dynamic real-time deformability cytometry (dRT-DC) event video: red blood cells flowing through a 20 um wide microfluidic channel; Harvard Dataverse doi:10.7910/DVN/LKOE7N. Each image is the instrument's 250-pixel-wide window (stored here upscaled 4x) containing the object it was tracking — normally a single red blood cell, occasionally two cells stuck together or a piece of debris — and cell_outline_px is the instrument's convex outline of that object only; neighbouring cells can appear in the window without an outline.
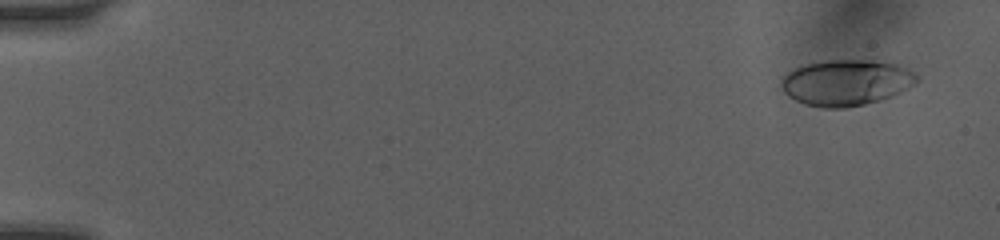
{"species": "human", "species_latin": "Homo sapiens", "temperature_condition": "room temperature", "stored_images_in_passage": 10, "camera_frame_rate_fps": 3000, "um_per_image_px": 0.085, "donor": {"sex": "female"}, "frame": {"image": 1, "passage_image": 2, "time_ms": 0.667, "image_size_px": [1000, 240], "cell_outline_px": [[920, 80], [908, 88], [892, 96], [880, 100], [864, 104], [844, 108], [824, 108], [804, 104], [788, 96], [784, 92], [780, 84], [780, 80], [788, 72], [796, 68], [808, 64], [824, 60], [868, 60], [896, 64], [912, 72]], "centroid_in_image_um": [71.9, 7.03], "position_along_channel_um": 13.1, "area_um2": 36.07}}
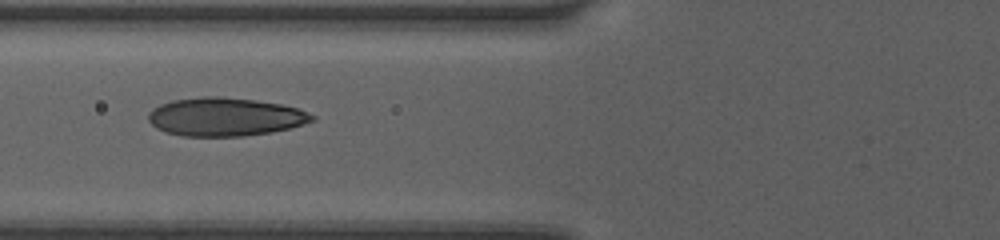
{"frame": {"image": 2, "passage_image": 8, "time_ms": 6.667, "image_size_px": [1000, 240], "cell_outline_px": [[316, 120], [304, 124], [272, 132], [240, 136], [184, 136], [164, 132], [156, 128], [148, 120], [148, 112], [152, 108], [160, 104], [172, 100], [200, 96], [220, 96], [256, 100], [280, 104], [296, 108], [316, 116]], "centroid_in_image_um": [19.1, 9.92], "position_along_channel_um": 106.7, "area_um2": 36.76}}
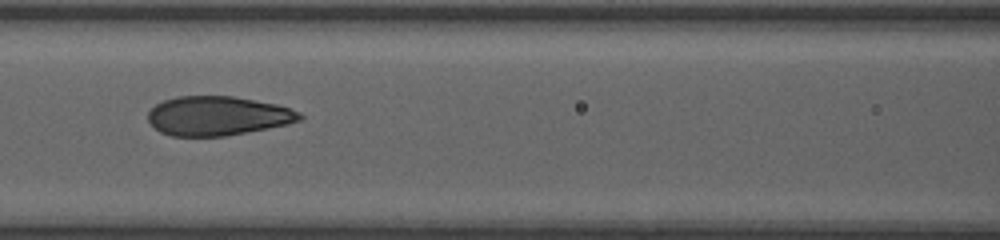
{"frame": {"image": 3, "passage_image": 9, "time_ms": 7.667, "image_size_px": [1000, 240], "cell_outline_px": [[304, 116], [300, 120], [288, 124], [268, 128], [224, 136], [172, 136], [160, 132], [148, 120], [148, 112], [156, 104], [164, 100], [176, 96], [232, 96], [276, 104], [300, 112]], "centroid_in_image_um": [18.49, 9.85], "position_along_channel_um": 148.1, "area_um2": 34.51}}